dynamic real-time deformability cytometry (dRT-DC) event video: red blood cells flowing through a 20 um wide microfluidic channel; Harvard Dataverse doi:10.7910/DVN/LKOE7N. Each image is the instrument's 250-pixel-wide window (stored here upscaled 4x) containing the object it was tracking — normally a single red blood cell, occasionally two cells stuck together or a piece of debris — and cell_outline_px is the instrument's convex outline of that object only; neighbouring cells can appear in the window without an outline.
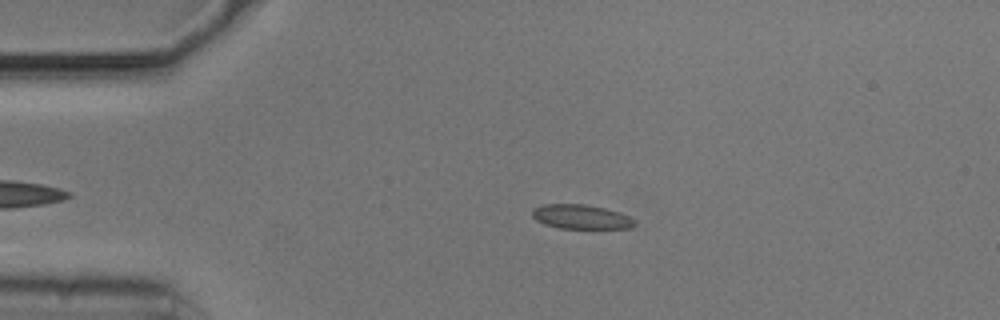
{"species": "common noctule bat (a hibernating species)", "species_latin": "Nyctalus noctula", "temperature_condition": "cold", "stored_images_in_passage": 44, "camera_frame_rate_fps": 3000, "um_per_image_px": 0.085, "animal": {"sex": "male", "body_mass_g": 20.5, "forearm_length_mm": 52.5}, "frame": {"image": 1, "passage_image": 7, "time_ms": 2.0, "image_size_px": [1000, 320], "cell_outline_px": [[636, 224], [632, 228], [560, 228], [544, 224], [536, 220], [532, 216], [532, 208], [544, 204], [584, 204], [604, 208], [628, 216], [636, 220]], "centroid_in_image_um": [49.37, 18.43], "position_along_channel_um": 35.6, "area_um2": 14.45}}
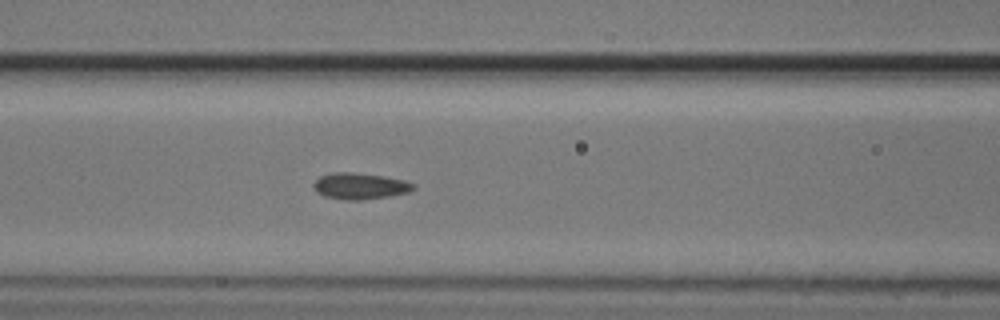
{"frame": {"image": 2, "passage_image": 18, "time_ms": 5.667, "image_size_px": [1000, 320], "cell_outline_px": [[416, 188], [408, 192], [388, 196], [360, 200], [348, 200], [324, 196], [316, 192], [312, 184], [320, 176], [336, 172], [352, 172], [384, 176], [404, 180], [412, 184]], "centroid_in_image_um": [30.57, 15.81], "position_along_channel_um": 136.0, "area_um2": 15.14}}
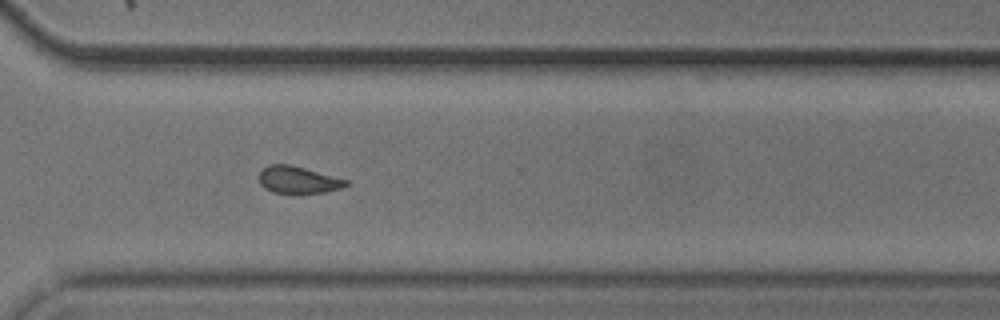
{"frame": {"image": 3, "passage_image": 35, "time_ms": 11.333, "image_size_px": [1000, 320], "cell_outline_px": [[348, 184], [344, 188], [324, 192], [300, 196], [296, 196], [272, 192], [264, 188], [260, 184], [260, 172], [268, 164], [292, 164], [348, 180]], "centroid_in_image_um": [25.35, 15.33], "position_along_channel_um": 345.2, "area_um2": 14.39}, "authors_computed_cell_mechanics": {"area_um2": 14.6234, "velocity_mm_per_s": 3.7046, "shape_relaxation_time_tau1_ms": null, "shape_relaxation_time_tau2_ms": 2.5315, "deformation_change_tau1": null, "deformation_change_tau2": 0.0843}}